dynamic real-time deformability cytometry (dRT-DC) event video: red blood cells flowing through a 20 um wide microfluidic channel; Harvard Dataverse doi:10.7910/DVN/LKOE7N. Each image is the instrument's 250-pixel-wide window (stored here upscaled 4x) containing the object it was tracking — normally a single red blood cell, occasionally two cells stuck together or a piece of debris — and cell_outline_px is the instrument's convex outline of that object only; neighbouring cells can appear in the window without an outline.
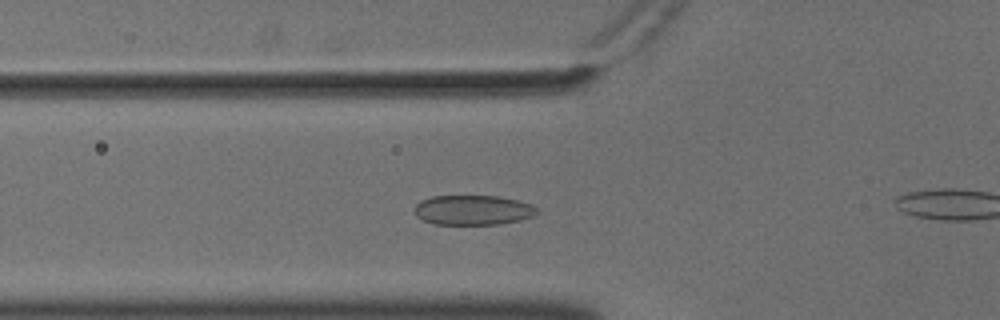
{"species": "common noctule bat (a hibernating species)", "species_latin": "Nyctalus noctula", "temperature_condition": "cold", "stored_images_in_passage": 36, "camera_frame_rate_fps": 3000, "um_per_image_px": 0.085, "animal": {"sex": "male", "body_mass_g": 18.8}, "frame": {"image": 1, "passage_image": 7, "time_ms": 2.0, "image_size_px": [1000, 320], "cell_outline_px": [[536, 212], [532, 216], [520, 220], [500, 224], [432, 224], [416, 216], [416, 204], [420, 200], [432, 196], [500, 196], [520, 200], [532, 204], [536, 208]], "centroid_in_image_um": [40.21, 17.85], "position_along_channel_um": 85.6, "area_um2": 21.27}}
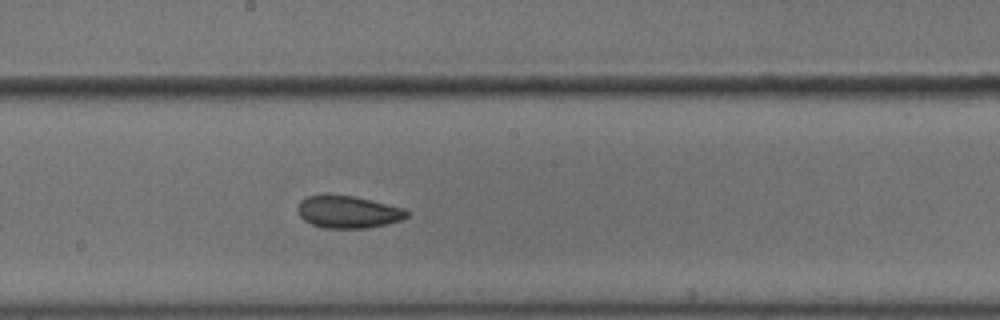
{"frame": {"image": 2, "passage_image": 18, "time_ms": 5.667, "image_size_px": [1000, 320], "cell_outline_px": [[412, 212], [404, 220], [388, 224], [368, 228], [324, 228], [312, 224], [304, 220], [300, 216], [296, 208], [300, 200], [308, 196], [356, 196], [408, 208]], "centroid_in_image_um": [29.69, 18.03], "position_along_channel_um": 218.5, "area_um2": 20.87}}
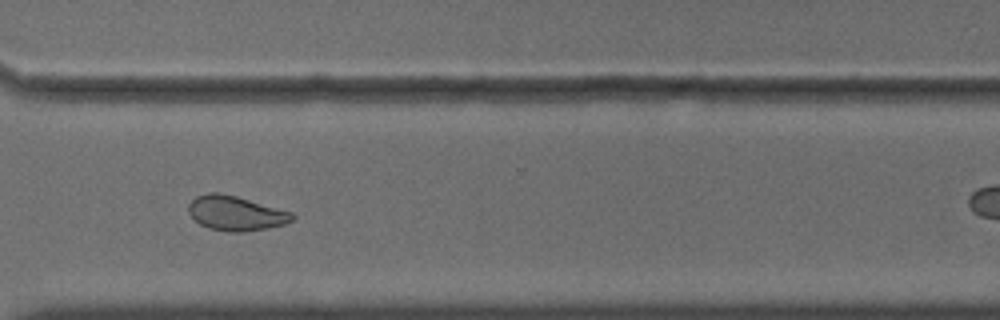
{"frame": {"image": 3, "passage_image": 29, "time_ms": 9.333, "image_size_px": [1000, 320], "cell_outline_px": [[296, 216], [292, 220], [284, 224], [268, 228], [244, 232], [228, 232], [208, 228], [200, 224], [188, 212], [188, 204], [196, 196], [208, 192], [216, 192], [236, 196], [292, 212]], "centroid_in_image_um": [20.03, 18.13], "position_along_channel_um": 350.6, "area_um2": 20.92}}